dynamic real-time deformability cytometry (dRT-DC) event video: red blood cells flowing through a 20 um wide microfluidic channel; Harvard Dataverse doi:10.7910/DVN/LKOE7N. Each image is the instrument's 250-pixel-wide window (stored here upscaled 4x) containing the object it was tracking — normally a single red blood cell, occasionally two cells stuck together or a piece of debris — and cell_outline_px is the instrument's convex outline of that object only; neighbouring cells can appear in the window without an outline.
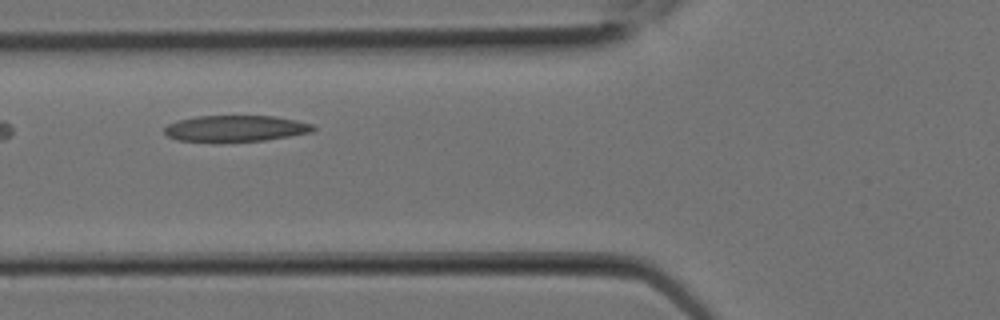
{"species": "Egyptian fruit bat (a non-hibernating species)", "species_latin": "Rousettus aegyptiacus", "temperature_condition": "room temperature", "stored_images_in_passage": 2, "camera_frame_rate_fps": 3000, "um_per_image_px": 0.085, "animal": {"sex": "female"}, "frame": {"image": 1, "passage_image": 2, "time_ms": 0.333, "image_size_px": [1000, 320], "cell_outline_px": [[316, 128], [312, 132], [264, 140], [220, 144], [216, 144], [176, 140], [168, 136], [164, 132], [164, 128], [168, 124], [180, 120], [196, 116], [276, 116], [296, 120], [312, 124]], "centroid_in_image_um": [19.97, 10.95], "position_along_channel_um": 105.8, "area_um2": 23.41}}